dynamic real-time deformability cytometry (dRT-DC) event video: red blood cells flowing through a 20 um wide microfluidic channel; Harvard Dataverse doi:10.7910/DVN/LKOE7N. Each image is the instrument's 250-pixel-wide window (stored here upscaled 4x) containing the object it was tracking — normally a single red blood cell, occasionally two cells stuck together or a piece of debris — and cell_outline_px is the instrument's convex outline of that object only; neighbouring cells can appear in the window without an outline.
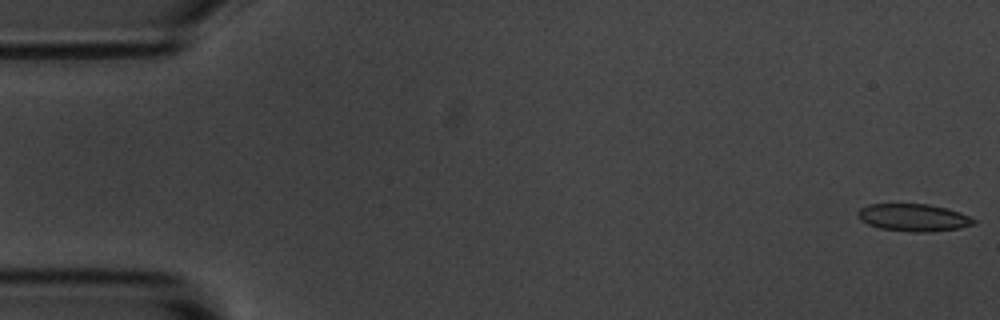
{"species": "common noctule bat (a hibernating species)", "species_latin": "Nyctalus noctula", "temperature_condition": "room temperature", "stored_images_in_passage": 50, "camera_frame_rate_fps": 3000, "um_per_image_px": 0.085, "animal": {"sex": "male", "body_mass_g": 20.1, "forearm_length_mm": 53.5}, "frame": {"image": 1, "passage_image": 1, "time_ms": 0.0, "image_size_px": [1000, 320], "cell_outline_px": [[976, 224], [960, 228], [928, 232], [912, 232], [880, 228], [868, 224], [860, 220], [860, 208], [868, 204], [928, 204], [948, 208], [960, 212], [976, 220]], "centroid_in_image_um": [77.7, 18.49], "position_along_channel_um": 7.3, "area_um2": 18.44}}
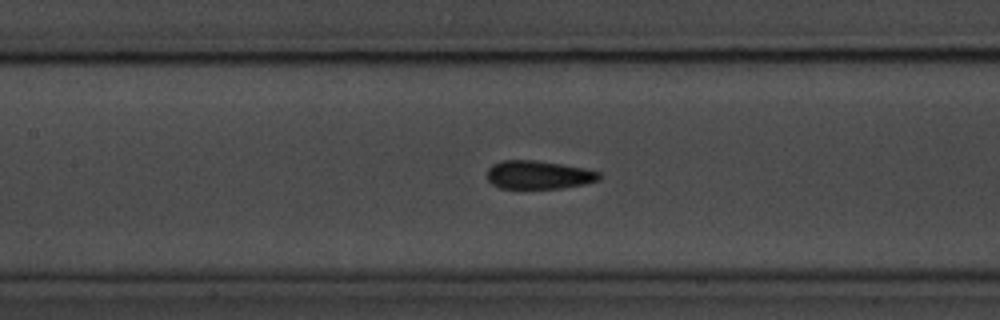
{"frame": {"image": 2, "passage_image": 25, "time_ms": 8.0, "image_size_px": [1000, 320], "cell_outline_px": [[600, 180], [584, 184], [564, 188], [500, 188], [492, 184], [488, 180], [488, 168], [492, 164], [504, 160], [536, 160], [584, 168], [600, 172]], "centroid_in_image_um": [45.78, 14.86], "position_along_channel_um": 161.6, "area_um2": 18.5}}
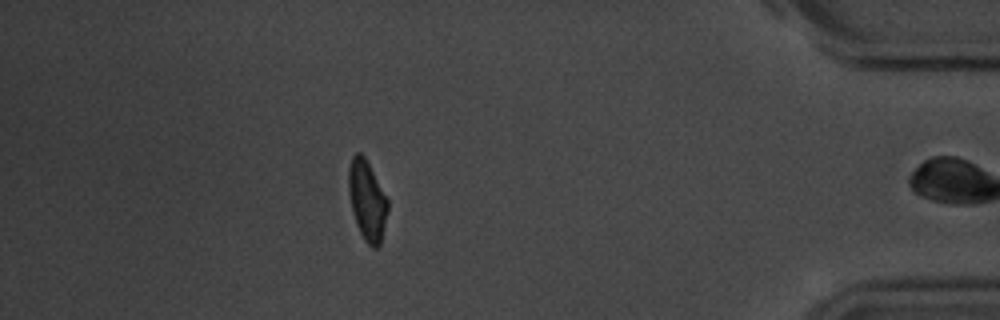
{"frame": {"image": 3, "passage_image": 49, "time_ms": 16.0, "image_size_px": [1000, 320], "cell_outline_px": [[388, 208], [380, 244], [376, 248], [372, 248], [364, 240], [356, 224], [352, 208], [348, 188], [348, 168], [352, 156], [356, 152], [360, 152], [364, 156], [388, 200]], "centroid_in_image_um": [31.19, 17.03], "position_along_channel_um": 404.0, "area_um2": 17.98}, "authors_computed_cell_mechanics": {"area_um2": 19.0451, "velocity_mm_per_s": 3.6122, "shape_relaxation_time_tau1_ms": 2.8767, "shape_relaxation_time_tau2_ms": 1.2293, "deformation_change_tau1": 0.1206, "deformation_change_tau2": 0.0726}}